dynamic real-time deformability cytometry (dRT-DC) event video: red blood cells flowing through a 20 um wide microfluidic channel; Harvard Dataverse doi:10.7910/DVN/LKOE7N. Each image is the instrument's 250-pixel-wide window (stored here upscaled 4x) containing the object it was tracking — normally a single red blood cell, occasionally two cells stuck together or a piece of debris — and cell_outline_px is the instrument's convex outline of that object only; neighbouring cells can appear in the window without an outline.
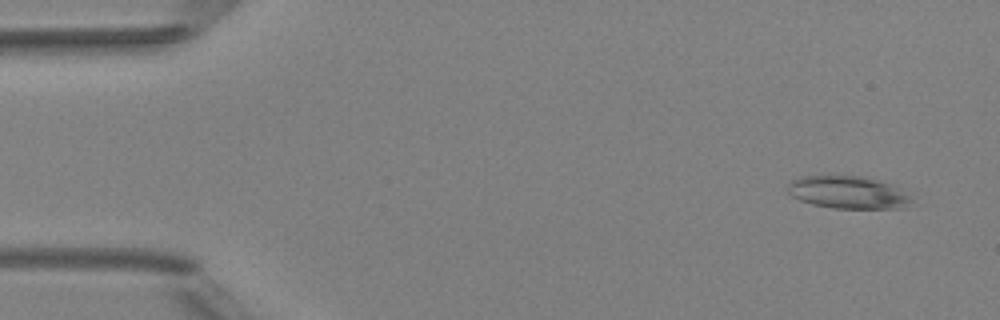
{"species": "Egyptian fruit bat (a non-hibernating species)", "species_latin": "Rousettus aegyptiacus", "temperature_condition": "room temperature", "stored_images_in_passage": 4, "camera_frame_rate_fps": 3000, "um_per_image_px": 0.085, "animal": {"sex": "female"}, "frame": {"image": 1, "passage_image": 1, "time_ms": 0.0, "image_size_px": [1000, 320], "cell_outline_px": [[912, 200], [904, 208], [832, 208], [812, 204], [800, 200], [792, 196], [788, 192], [788, 184], [792, 180], [804, 176], [860, 176], [876, 180], [888, 184], [896, 188], [908, 196]], "centroid_in_image_um": [72.02, 16.36], "position_along_channel_um": 13.0, "area_um2": 22.95}}
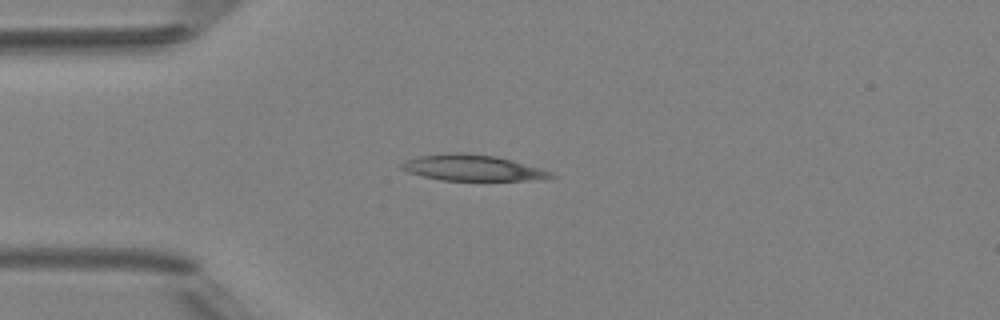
{"frame": {"image": 2, "passage_image": 4, "time_ms": 3.333, "image_size_px": [1000, 320], "cell_outline_px": [[560, 176], [544, 180], [440, 180], [408, 172], [400, 168], [400, 164], [404, 160], [416, 156], [444, 152], [460, 152], [496, 156], [512, 160], [540, 168], [552, 172]], "centroid_in_image_um": [40.17, 14.26], "position_along_channel_um": 44.8, "area_um2": 22.95}}